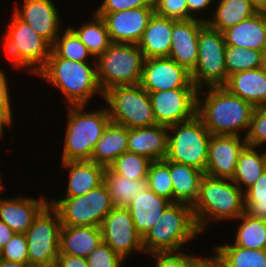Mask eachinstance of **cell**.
Here are the masks:
<instances>
[{
  "label": "cell",
  "instance_id": "f1b7e54d",
  "mask_svg": "<svg viewBox=\"0 0 266 267\" xmlns=\"http://www.w3.org/2000/svg\"><path fill=\"white\" fill-rule=\"evenodd\" d=\"M128 150V128L110 122L92 152L90 161L105 168Z\"/></svg>",
  "mask_w": 266,
  "mask_h": 267
},
{
  "label": "cell",
  "instance_id": "83f0119b",
  "mask_svg": "<svg viewBox=\"0 0 266 267\" xmlns=\"http://www.w3.org/2000/svg\"><path fill=\"white\" fill-rule=\"evenodd\" d=\"M168 167L173 183V202L193 206L199 196L200 181L204 172L189 165L162 160Z\"/></svg>",
  "mask_w": 266,
  "mask_h": 267
},
{
  "label": "cell",
  "instance_id": "277c9868",
  "mask_svg": "<svg viewBox=\"0 0 266 267\" xmlns=\"http://www.w3.org/2000/svg\"><path fill=\"white\" fill-rule=\"evenodd\" d=\"M199 234L192 206L171 202L143 237L144 252H178Z\"/></svg>",
  "mask_w": 266,
  "mask_h": 267
},
{
  "label": "cell",
  "instance_id": "f546056e",
  "mask_svg": "<svg viewBox=\"0 0 266 267\" xmlns=\"http://www.w3.org/2000/svg\"><path fill=\"white\" fill-rule=\"evenodd\" d=\"M246 145L240 152L234 176L231 179L243 192L254 185L266 170V152Z\"/></svg>",
  "mask_w": 266,
  "mask_h": 267
},
{
  "label": "cell",
  "instance_id": "9c48e42d",
  "mask_svg": "<svg viewBox=\"0 0 266 267\" xmlns=\"http://www.w3.org/2000/svg\"><path fill=\"white\" fill-rule=\"evenodd\" d=\"M103 98L111 122L128 129L156 125L150 96L139 84L111 87Z\"/></svg>",
  "mask_w": 266,
  "mask_h": 267
},
{
  "label": "cell",
  "instance_id": "ac0fdd59",
  "mask_svg": "<svg viewBox=\"0 0 266 267\" xmlns=\"http://www.w3.org/2000/svg\"><path fill=\"white\" fill-rule=\"evenodd\" d=\"M13 12L51 45L61 34L59 10L53 0H24Z\"/></svg>",
  "mask_w": 266,
  "mask_h": 267
},
{
  "label": "cell",
  "instance_id": "e575fe53",
  "mask_svg": "<svg viewBox=\"0 0 266 267\" xmlns=\"http://www.w3.org/2000/svg\"><path fill=\"white\" fill-rule=\"evenodd\" d=\"M238 226L233 244L247 249H266V220L251 217L243 213L238 219Z\"/></svg>",
  "mask_w": 266,
  "mask_h": 267
},
{
  "label": "cell",
  "instance_id": "8fae6325",
  "mask_svg": "<svg viewBox=\"0 0 266 267\" xmlns=\"http://www.w3.org/2000/svg\"><path fill=\"white\" fill-rule=\"evenodd\" d=\"M225 49L224 34L205 24L199 31L198 59L191 72L192 82L198 90L205 85L206 88L224 86L227 82Z\"/></svg>",
  "mask_w": 266,
  "mask_h": 267
},
{
  "label": "cell",
  "instance_id": "d590c367",
  "mask_svg": "<svg viewBox=\"0 0 266 267\" xmlns=\"http://www.w3.org/2000/svg\"><path fill=\"white\" fill-rule=\"evenodd\" d=\"M60 34L62 35H59L51 46L49 57H62L79 62L88 61V57L96 59L69 27Z\"/></svg>",
  "mask_w": 266,
  "mask_h": 267
},
{
  "label": "cell",
  "instance_id": "f35d334b",
  "mask_svg": "<svg viewBox=\"0 0 266 267\" xmlns=\"http://www.w3.org/2000/svg\"><path fill=\"white\" fill-rule=\"evenodd\" d=\"M146 180L150 190L173 202L172 178L169 167L162 160L150 163Z\"/></svg>",
  "mask_w": 266,
  "mask_h": 267
},
{
  "label": "cell",
  "instance_id": "30bf717a",
  "mask_svg": "<svg viewBox=\"0 0 266 267\" xmlns=\"http://www.w3.org/2000/svg\"><path fill=\"white\" fill-rule=\"evenodd\" d=\"M62 228L58 211L48 203L26 231L28 262L34 267H55Z\"/></svg>",
  "mask_w": 266,
  "mask_h": 267
},
{
  "label": "cell",
  "instance_id": "4dcf8cb0",
  "mask_svg": "<svg viewBox=\"0 0 266 267\" xmlns=\"http://www.w3.org/2000/svg\"><path fill=\"white\" fill-rule=\"evenodd\" d=\"M215 7L206 24L222 33L257 13L248 0H219Z\"/></svg>",
  "mask_w": 266,
  "mask_h": 267
},
{
  "label": "cell",
  "instance_id": "8992f818",
  "mask_svg": "<svg viewBox=\"0 0 266 267\" xmlns=\"http://www.w3.org/2000/svg\"><path fill=\"white\" fill-rule=\"evenodd\" d=\"M9 22L1 38L2 49L14 69L24 68L37 75L50 56L52 45L14 12Z\"/></svg>",
  "mask_w": 266,
  "mask_h": 267
},
{
  "label": "cell",
  "instance_id": "836d02e7",
  "mask_svg": "<svg viewBox=\"0 0 266 267\" xmlns=\"http://www.w3.org/2000/svg\"><path fill=\"white\" fill-rule=\"evenodd\" d=\"M224 267H266V249H247L233 243L213 247Z\"/></svg>",
  "mask_w": 266,
  "mask_h": 267
},
{
  "label": "cell",
  "instance_id": "ba28073f",
  "mask_svg": "<svg viewBox=\"0 0 266 267\" xmlns=\"http://www.w3.org/2000/svg\"><path fill=\"white\" fill-rule=\"evenodd\" d=\"M168 153L166 159L193 166L205 173L208 160V144L211 133L201 119H192L169 126Z\"/></svg>",
  "mask_w": 266,
  "mask_h": 267
},
{
  "label": "cell",
  "instance_id": "7c38bea8",
  "mask_svg": "<svg viewBox=\"0 0 266 267\" xmlns=\"http://www.w3.org/2000/svg\"><path fill=\"white\" fill-rule=\"evenodd\" d=\"M49 203L58 211L62 226L100 227L105 216L114 208L104 182L84 195L49 200Z\"/></svg>",
  "mask_w": 266,
  "mask_h": 267
},
{
  "label": "cell",
  "instance_id": "816d5d0a",
  "mask_svg": "<svg viewBox=\"0 0 266 267\" xmlns=\"http://www.w3.org/2000/svg\"><path fill=\"white\" fill-rule=\"evenodd\" d=\"M14 234L12 229L0 219V249L7 244Z\"/></svg>",
  "mask_w": 266,
  "mask_h": 267
},
{
  "label": "cell",
  "instance_id": "ffe728a7",
  "mask_svg": "<svg viewBox=\"0 0 266 267\" xmlns=\"http://www.w3.org/2000/svg\"><path fill=\"white\" fill-rule=\"evenodd\" d=\"M49 203L47 197L0 198V219L14 233L25 234L34 218Z\"/></svg>",
  "mask_w": 266,
  "mask_h": 267
},
{
  "label": "cell",
  "instance_id": "cb8c5ba5",
  "mask_svg": "<svg viewBox=\"0 0 266 267\" xmlns=\"http://www.w3.org/2000/svg\"><path fill=\"white\" fill-rule=\"evenodd\" d=\"M172 31V19L153 13L140 41L137 43L145 59L169 56Z\"/></svg>",
  "mask_w": 266,
  "mask_h": 267
},
{
  "label": "cell",
  "instance_id": "8d00e7d4",
  "mask_svg": "<svg viewBox=\"0 0 266 267\" xmlns=\"http://www.w3.org/2000/svg\"><path fill=\"white\" fill-rule=\"evenodd\" d=\"M262 58V51L226 45L225 66L227 75L230 76L238 72L261 68Z\"/></svg>",
  "mask_w": 266,
  "mask_h": 267
},
{
  "label": "cell",
  "instance_id": "6f0895ef",
  "mask_svg": "<svg viewBox=\"0 0 266 267\" xmlns=\"http://www.w3.org/2000/svg\"><path fill=\"white\" fill-rule=\"evenodd\" d=\"M0 174H1V173H0ZM1 177H2V176L0 175V193H1V191L3 190V188H4V187H3L4 185H2V184H3V182H2L3 180L1 179ZM0 198H1V197H0Z\"/></svg>",
  "mask_w": 266,
  "mask_h": 267
},
{
  "label": "cell",
  "instance_id": "1f68e13d",
  "mask_svg": "<svg viewBox=\"0 0 266 267\" xmlns=\"http://www.w3.org/2000/svg\"><path fill=\"white\" fill-rule=\"evenodd\" d=\"M93 18L79 26V28L68 26L87 47L94 58L101 55L111 44L108 30L104 19L95 12Z\"/></svg>",
  "mask_w": 266,
  "mask_h": 267
},
{
  "label": "cell",
  "instance_id": "d4e9b609",
  "mask_svg": "<svg viewBox=\"0 0 266 267\" xmlns=\"http://www.w3.org/2000/svg\"><path fill=\"white\" fill-rule=\"evenodd\" d=\"M170 203L171 201L157 195L148 187L134 197L127 208L134 226L142 238L155 225Z\"/></svg>",
  "mask_w": 266,
  "mask_h": 267
},
{
  "label": "cell",
  "instance_id": "f907efd6",
  "mask_svg": "<svg viewBox=\"0 0 266 267\" xmlns=\"http://www.w3.org/2000/svg\"><path fill=\"white\" fill-rule=\"evenodd\" d=\"M55 267H89L86 258L59 253Z\"/></svg>",
  "mask_w": 266,
  "mask_h": 267
},
{
  "label": "cell",
  "instance_id": "2e32d148",
  "mask_svg": "<svg viewBox=\"0 0 266 267\" xmlns=\"http://www.w3.org/2000/svg\"><path fill=\"white\" fill-rule=\"evenodd\" d=\"M153 13L154 7H140L96 14L104 19L111 43L137 44Z\"/></svg>",
  "mask_w": 266,
  "mask_h": 267
},
{
  "label": "cell",
  "instance_id": "4fadbf2b",
  "mask_svg": "<svg viewBox=\"0 0 266 267\" xmlns=\"http://www.w3.org/2000/svg\"><path fill=\"white\" fill-rule=\"evenodd\" d=\"M102 242L126 261L135 251L144 252L143 238L137 232L127 207H114L101 226Z\"/></svg>",
  "mask_w": 266,
  "mask_h": 267
},
{
  "label": "cell",
  "instance_id": "db71d44e",
  "mask_svg": "<svg viewBox=\"0 0 266 267\" xmlns=\"http://www.w3.org/2000/svg\"><path fill=\"white\" fill-rule=\"evenodd\" d=\"M0 267H34L29 262H9L0 259Z\"/></svg>",
  "mask_w": 266,
  "mask_h": 267
},
{
  "label": "cell",
  "instance_id": "60d3db41",
  "mask_svg": "<svg viewBox=\"0 0 266 267\" xmlns=\"http://www.w3.org/2000/svg\"><path fill=\"white\" fill-rule=\"evenodd\" d=\"M244 138L249 146L259 148L266 144V105L255 107Z\"/></svg>",
  "mask_w": 266,
  "mask_h": 267
},
{
  "label": "cell",
  "instance_id": "3957f363",
  "mask_svg": "<svg viewBox=\"0 0 266 267\" xmlns=\"http://www.w3.org/2000/svg\"><path fill=\"white\" fill-rule=\"evenodd\" d=\"M192 209L202 233L209 222L238 219L245 212L244 192L231 179L204 174Z\"/></svg>",
  "mask_w": 266,
  "mask_h": 267
},
{
  "label": "cell",
  "instance_id": "7402d4cb",
  "mask_svg": "<svg viewBox=\"0 0 266 267\" xmlns=\"http://www.w3.org/2000/svg\"><path fill=\"white\" fill-rule=\"evenodd\" d=\"M228 46L266 51V13L257 12L252 17L223 32Z\"/></svg>",
  "mask_w": 266,
  "mask_h": 267
},
{
  "label": "cell",
  "instance_id": "ab89813d",
  "mask_svg": "<svg viewBox=\"0 0 266 267\" xmlns=\"http://www.w3.org/2000/svg\"><path fill=\"white\" fill-rule=\"evenodd\" d=\"M245 213L266 220V170L257 182L244 192Z\"/></svg>",
  "mask_w": 266,
  "mask_h": 267
},
{
  "label": "cell",
  "instance_id": "c3c4849f",
  "mask_svg": "<svg viewBox=\"0 0 266 267\" xmlns=\"http://www.w3.org/2000/svg\"><path fill=\"white\" fill-rule=\"evenodd\" d=\"M4 72L0 68V111H12L11 109V95L9 91L8 79Z\"/></svg>",
  "mask_w": 266,
  "mask_h": 267
},
{
  "label": "cell",
  "instance_id": "7bdbcfd3",
  "mask_svg": "<svg viewBox=\"0 0 266 267\" xmlns=\"http://www.w3.org/2000/svg\"><path fill=\"white\" fill-rule=\"evenodd\" d=\"M0 259L9 262H28L26 235L15 233L0 249Z\"/></svg>",
  "mask_w": 266,
  "mask_h": 267
},
{
  "label": "cell",
  "instance_id": "d6986e66",
  "mask_svg": "<svg viewBox=\"0 0 266 267\" xmlns=\"http://www.w3.org/2000/svg\"><path fill=\"white\" fill-rule=\"evenodd\" d=\"M206 22L200 19L173 20L169 58L192 72L198 59V38Z\"/></svg>",
  "mask_w": 266,
  "mask_h": 267
},
{
  "label": "cell",
  "instance_id": "9f6ffc18",
  "mask_svg": "<svg viewBox=\"0 0 266 267\" xmlns=\"http://www.w3.org/2000/svg\"><path fill=\"white\" fill-rule=\"evenodd\" d=\"M263 71L266 73V51L263 53V58H262V67Z\"/></svg>",
  "mask_w": 266,
  "mask_h": 267
},
{
  "label": "cell",
  "instance_id": "6da1fadb",
  "mask_svg": "<svg viewBox=\"0 0 266 267\" xmlns=\"http://www.w3.org/2000/svg\"><path fill=\"white\" fill-rule=\"evenodd\" d=\"M254 109L223 86L202 88L197 93L196 115L211 135L242 136L241 130L246 135Z\"/></svg>",
  "mask_w": 266,
  "mask_h": 267
},
{
  "label": "cell",
  "instance_id": "f6af8a7d",
  "mask_svg": "<svg viewBox=\"0 0 266 267\" xmlns=\"http://www.w3.org/2000/svg\"><path fill=\"white\" fill-rule=\"evenodd\" d=\"M155 259V267H190L192 254L178 252H155L149 254Z\"/></svg>",
  "mask_w": 266,
  "mask_h": 267
},
{
  "label": "cell",
  "instance_id": "11a10c76",
  "mask_svg": "<svg viewBox=\"0 0 266 267\" xmlns=\"http://www.w3.org/2000/svg\"><path fill=\"white\" fill-rule=\"evenodd\" d=\"M256 12L266 13V0H248Z\"/></svg>",
  "mask_w": 266,
  "mask_h": 267
},
{
  "label": "cell",
  "instance_id": "ee69618b",
  "mask_svg": "<svg viewBox=\"0 0 266 267\" xmlns=\"http://www.w3.org/2000/svg\"><path fill=\"white\" fill-rule=\"evenodd\" d=\"M154 13L172 20H188L186 0H153Z\"/></svg>",
  "mask_w": 266,
  "mask_h": 267
},
{
  "label": "cell",
  "instance_id": "7dc6e473",
  "mask_svg": "<svg viewBox=\"0 0 266 267\" xmlns=\"http://www.w3.org/2000/svg\"><path fill=\"white\" fill-rule=\"evenodd\" d=\"M215 0H186L187 7H188V19H200L204 22L208 20V18H198L196 15L201 14L204 12V9L207 10L210 6L214 4ZM209 6V7H208ZM200 12V13H197Z\"/></svg>",
  "mask_w": 266,
  "mask_h": 267
},
{
  "label": "cell",
  "instance_id": "681fc988",
  "mask_svg": "<svg viewBox=\"0 0 266 267\" xmlns=\"http://www.w3.org/2000/svg\"><path fill=\"white\" fill-rule=\"evenodd\" d=\"M190 267H224V264L214 251V255L210 257L192 255L190 257Z\"/></svg>",
  "mask_w": 266,
  "mask_h": 267
},
{
  "label": "cell",
  "instance_id": "44dd1931",
  "mask_svg": "<svg viewBox=\"0 0 266 267\" xmlns=\"http://www.w3.org/2000/svg\"><path fill=\"white\" fill-rule=\"evenodd\" d=\"M169 128L163 125L137 127L128 129V150L160 161L167 157Z\"/></svg>",
  "mask_w": 266,
  "mask_h": 267
},
{
  "label": "cell",
  "instance_id": "7a4b0ae2",
  "mask_svg": "<svg viewBox=\"0 0 266 267\" xmlns=\"http://www.w3.org/2000/svg\"><path fill=\"white\" fill-rule=\"evenodd\" d=\"M94 61L79 62L62 57H48L37 75L62 92L67 106H88L94 95L100 93L104 96L98 82L96 59Z\"/></svg>",
  "mask_w": 266,
  "mask_h": 267
},
{
  "label": "cell",
  "instance_id": "74e56055",
  "mask_svg": "<svg viewBox=\"0 0 266 267\" xmlns=\"http://www.w3.org/2000/svg\"><path fill=\"white\" fill-rule=\"evenodd\" d=\"M151 162L145 156L126 151L117 157L109 168L126 179L146 180Z\"/></svg>",
  "mask_w": 266,
  "mask_h": 267
},
{
  "label": "cell",
  "instance_id": "603a6c76",
  "mask_svg": "<svg viewBox=\"0 0 266 267\" xmlns=\"http://www.w3.org/2000/svg\"><path fill=\"white\" fill-rule=\"evenodd\" d=\"M68 171L65 198L81 196L104 182L105 167L90 160L61 162Z\"/></svg>",
  "mask_w": 266,
  "mask_h": 267
},
{
  "label": "cell",
  "instance_id": "f5cc1de1",
  "mask_svg": "<svg viewBox=\"0 0 266 267\" xmlns=\"http://www.w3.org/2000/svg\"><path fill=\"white\" fill-rule=\"evenodd\" d=\"M13 111H0V139L3 138L4 128L13 125Z\"/></svg>",
  "mask_w": 266,
  "mask_h": 267
},
{
  "label": "cell",
  "instance_id": "e0dca14e",
  "mask_svg": "<svg viewBox=\"0 0 266 267\" xmlns=\"http://www.w3.org/2000/svg\"><path fill=\"white\" fill-rule=\"evenodd\" d=\"M211 135L208 144L206 175L232 179L240 152L247 145L244 136Z\"/></svg>",
  "mask_w": 266,
  "mask_h": 267
},
{
  "label": "cell",
  "instance_id": "d6a6232c",
  "mask_svg": "<svg viewBox=\"0 0 266 267\" xmlns=\"http://www.w3.org/2000/svg\"><path fill=\"white\" fill-rule=\"evenodd\" d=\"M104 183L114 207H128L134 197L147 188V180L126 179L109 167L105 168Z\"/></svg>",
  "mask_w": 266,
  "mask_h": 267
},
{
  "label": "cell",
  "instance_id": "9a60e30c",
  "mask_svg": "<svg viewBox=\"0 0 266 267\" xmlns=\"http://www.w3.org/2000/svg\"><path fill=\"white\" fill-rule=\"evenodd\" d=\"M139 85L149 92L196 88L191 72L169 57L145 59Z\"/></svg>",
  "mask_w": 266,
  "mask_h": 267
},
{
  "label": "cell",
  "instance_id": "52a82bcc",
  "mask_svg": "<svg viewBox=\"0 0 266 267\" xmlns=\"http://www.w3.org/2000/svg\"><path fill=\"white\" fill-rule=\"evenodd\" d=\"M145 57L137 44L111 43L96 58L97 77L103 92L114 86L137 85Z\"/></svg>",
  "mask_w": 266,
  "mask_h": 267
},
{
  "label": "cell",
  "instance_id": "b9f144b4",
  "mask_svg": "<svg viewBox=\"0 0 266 267\" xmlns=\"http://www.w3.org/2000/svg\"><path fill=\"white\" fill-rule=\"evenodd\" d=\"M89 267H123L125 260L117 255L113 249L101 242L87 257Z\"/></svg>",
  "mask_w": 266,
  "mask_h": 267
},
{
  "label": "cell",
  "instance_id": "5bb4252c",
  "mask_svg": "<svg viewBox=\"0 0 266 267\" xmlns=\"http://www.w3.org/2000/svg\"><path fill=\"white\" fill-rule=\"evenodd\" d=\"M197 88L149 92L156 124L172 126L196 115Z\"/></svg>",
  "mask_w": 266,
  "mask_h": 267
},
{
  "label": "cell",
  "instance_id": "484cf974",
  "mask_svg": "<svg viewBox=\"0 0 266 267\" xmlns=\"http://www.w3.org/2000/svg\"><path fill=\"white\" fill-rule=\"evenodd\" d=\"M223 87L254 107L266 105V73L262 68L230 75Z\"/></svg>",
  "mask_w": 266,
  "mask_h": 267
},
{
  "label": "cell",
  "instance_id": "4316f807",
  "mask_svg": "<svg viewBox=\"0 0 266 267\" xmlns=\"http://www.w3.org/2000/svg\"><path fill=\"white\" fill-rule=\"evenodd\" d=\"M101 242L100 227L62 226L59 253L86 258Z\"/></svg>",
  "mask_w": 266,
  "mask_h": 267
},
{
  "label": "cell",
  "instance_id": "5b68a950",
  "mask_svg": "<svg viewBox=\"0 0 266 267\" xmlns=\"http://www.w3.org/2000/svg\"><path fill=\"white\" fill-rule=\"evenodd\" d=\"M84 108L86 105L68 106L61 162L91 160L95 145L111 122L107 108L96 112Z\"/></svg>",
  "mask_w": 266,
  "mask_h": 267
},
{
  "label": "cell",
  "instance_id": "bcb514c9",
  "mask_svg": "<svg viewBox=\"0 0 266 267\" xmlns=\"http://www.w3.org/2000/svg\"><path fill=\"white\" fill-rule=\"evenodd\" d=\"M140 7H154L153 0H103L95 13H113Z\"/></svg>",
  "mask_w": 266,
  "mask_h": 267
}]
</instances>
